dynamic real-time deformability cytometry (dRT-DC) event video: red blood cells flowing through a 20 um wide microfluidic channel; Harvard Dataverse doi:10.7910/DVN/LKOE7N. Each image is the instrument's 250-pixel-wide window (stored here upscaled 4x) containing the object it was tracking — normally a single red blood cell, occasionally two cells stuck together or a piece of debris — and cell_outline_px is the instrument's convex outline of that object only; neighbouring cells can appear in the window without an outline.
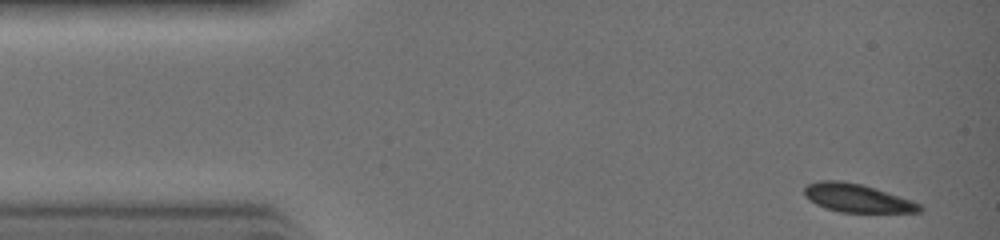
{"species": "common noctule bat (a hibernating species)", "species_latin": "Nyctalus noctula", "temperature_condition": "warm", "stored_images_in_passage": 29, "camera_frame_rate_fps": 3000, "um_per_image_px": 0.085, "animal": {"sex": "female", "body_mass_g": 19.0, "forearm_length_mm": 51.5}, "frame": {"image": 1, "passage_image": 1, "time_ms": 0.0, "image_size_px": [1000, 240], "cell_outline_px": [[924, 208], [920, 212], [840, 212], [824, 208], [808, 200], [804, 196], [804, 188], [808, 184], [820, 180], [840, 180], [860, 184], [912, 200], [920, 204]], "centroid_in_image_um": [72.82, 16.84], "position_along_channel_um": 12.2, "area_um2": 18.96}}
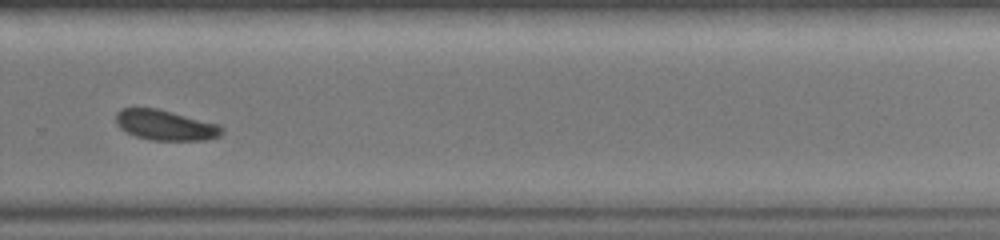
{"frame": {"image": 2, "passage_image": 21, "time_ms": 6.667, "image_size_px": [1000, 240], "cell_outline_px": [[224, 132], [220, 136], [204, 140], [148, 140], [136, 136], [120, 128], [116, 124], [116, 112], [124, 108], [156, 108], [220, 124], [224, 128]], "centroid_in_image_um": [14.09, 10.64], "position_along_channel_um": 315.7, "area_um2": 18.73}}
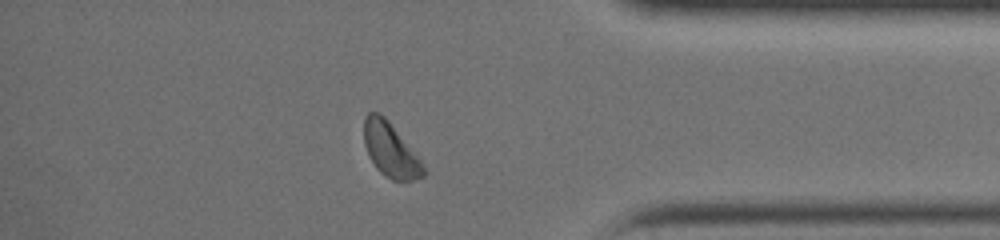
{"frame": {"image": 3, "passage_image": 26, "time_ms": 8.333, "image_size_px": [1000, 240], "cell_outline_px": [[428, 172], [424, 176], [412, 180], [392, 180], [384, 176], [376, 168], [368, 156], [364, 144], [364, 116], [368, 112], [380, 112], [388, 120], [416, 152]], "centroid_in_image_um": [33.2, 12.74], "position_along_channel_um": 402.0, "area_um2": 19.13}}